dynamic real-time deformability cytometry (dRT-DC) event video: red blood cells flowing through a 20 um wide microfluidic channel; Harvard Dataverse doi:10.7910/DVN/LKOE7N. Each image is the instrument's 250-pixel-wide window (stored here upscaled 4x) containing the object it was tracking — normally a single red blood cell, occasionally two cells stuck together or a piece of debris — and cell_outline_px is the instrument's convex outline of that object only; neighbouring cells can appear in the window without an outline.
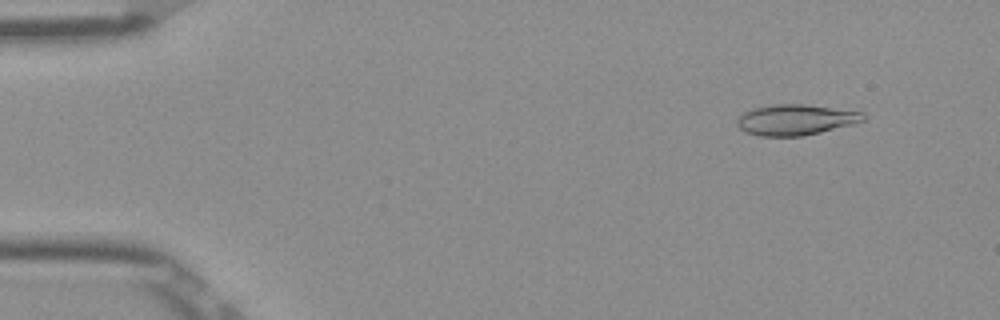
{"species": "Egyptian fruit bat (a non-hibernating species)", "species_latin": "Rousettus aegyptiacus", "temperature_condition": "room temperature", "stored_images_in_passage": 52, "camera_frame_rate_fps": 3000, "um_per_image_px": 0.085, "frame": {"image": 1, "passage_image": 5, "time_ms": 1.333, "image_size_px": [1000, 320], "cell_outline_px": [[864, 120], [852, 124], [820, 132], [800, 136], [760, 136], [744, 132], [736, 124], [736, 120], [744, 112], [752, 108], [776, 104], [804, 104], [864, 112]], "centroid_in_image_um": [67.59, 10.18], "position_along_channel_um": 17.4, "area_um2": 22.43}}
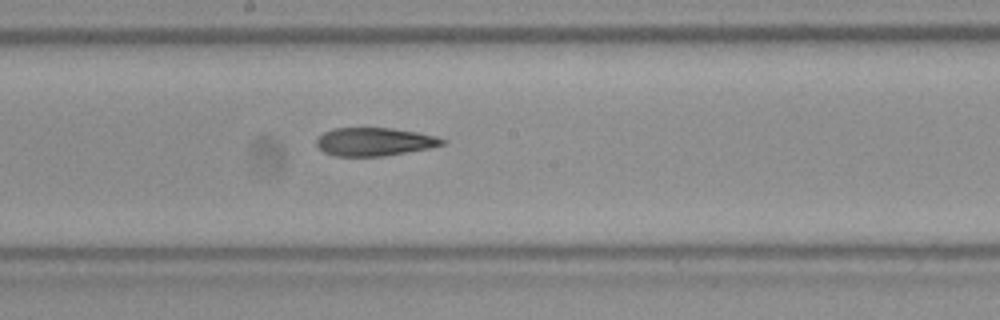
{"frame": {"image": 2, "passage_image": 28, "time_ms": 9.0, "image_size_px": [1000, 320], "cell_outline_px": [[448, 140], [444, 144], [432, 148], [384, 156], [336, 156], [324, 152], [316, 144], [316, 140], [324, 132], [332, 128], [392, 128], [416, 132], [436, 136]], "centroid_in_image_um": [31.86, 12.05], "position_along_channel_um": 216.3, "area_um2": 20.75}}
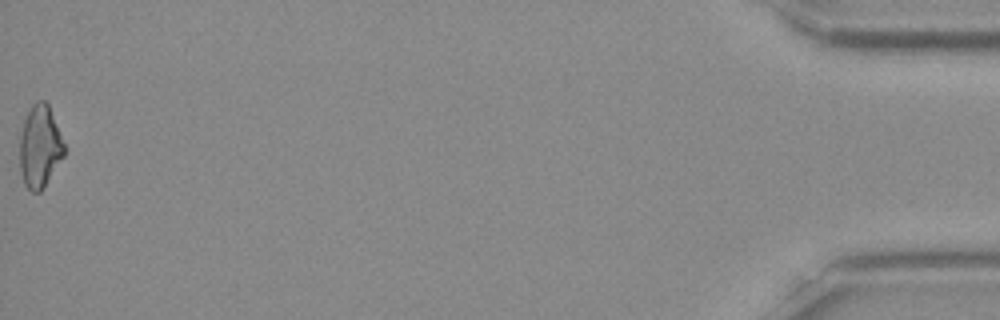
{"frame": {"image": 3, "passage_image": 52, "time_ms": 17.0, "image_size_px": [1000, 320], "cell_outline_px": [[64, 156], [40, 192], [32, 192], [24, 184], [20, 172], [20, 136], [24, 120], [32, 104], [36, 100], [44, 100], [48, 104], [64, 144]], "centroid_in_image_um": [3.37, 12.46], "position_along_channel_um": 431.8, "area_um2": 21.1}, "authors_computed_cell_mechanics": {"area_um2": 21.8195, "velocity_mm_per_s": 3.9206, "shape_relaxation_time_tau1_ms": null, "shape_relaxation_time_tau2_ms": 5.3112, "deformation_change_tau1": null, "deformation_change_tau2": 0.1562}}